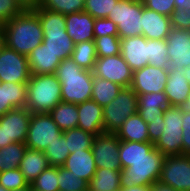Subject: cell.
Segmentation results:
<instances>
[{"instance_id": "30", "label": "cell", "mask_w": 190, "mask_h": 191, "mask_svg": "<svg viewBox=\"0 0 190 191\" xmlns=\"http://www.w3.org/2000/svg\"><path fill=\"white\" fill-rule=\"evenodd\" d=\"M121 89L122 86L117 83L94 76L91 100L103 108L117 97Z\"/></svg>"}, {"instance_id": "13", "label": "cell", "mask_w": 190, "mask_h": 191, "mask_svg": "<svg viewBox=\"0 0 190 191\" xmlns=\"http://www.w3.org/2000/svg\"><path fill=\"white\" fill-rule=\"evenodd\" d=\"M30 76L27 56L4 45L0 51V83H27Z\"/></svg>"}, {"instance_id": "41", "label": "cell", "mask_w": 190, "mask_h": 191, "mask_svg": "<svg viewBox=\"0 0 190 191\" xmlns=\"http://www.w3.org/2000/svg\"><path fill=\"white\" fill-rule=\"evenodd\" d=\"M28 184L19 168L0 172V185L7 190L20 189Z\"/></svg>"}, {"instance_id": "46", "label": "cell", "mask_w": 190, "mask_h": 191, "mask_svg": "<svg viewBox=\"0 0 190 191\" xmlns=\"http://www.w3.org/2000/svg\"><path fill=\"white\" fill-rule=\"evenodd\" d=\"M182 121V154L190 156V113L183 112Z\"/></svg>"}, {"instance_id": "29", "label": "cell", "mask_w": 190, "mask_h": 191, "mask_svg": "<svg viewBox=\"0 0 190 191\" xmlns=\"http://www.w3.org/2000/svg\"><path fill=\"white\" fill-rule=\"evenodd\" d=\"M49 114L62 132L78 126L77 104L61 101Z\"/></svg>"}, {"instance_id": "40", "label": "cell", "mask_w": 190, "mask_h": 191, "mask_svg": "<svg viewBox=\"0 0 190 191\" xmlns=\"http://www.w3.org/2000/svg\"><path fill=\"white\" fill-rule=\"evenodd\" d=\"M97 57H107L120 54L121 39L119 36L95 37Z\"/></svg>"}, {"instance_id": "4", "label": "cell", "mask_w": 190, "mask_h": 191, "mask_svg": "<svg viewBox=\"0 0 190 191\" xmlns=\"http://www.w3.org/2000/svg\"><path fill=\"white\" fill-rule=\"evenodd\" d=\"M34 12L42 25V43L61 60L70 58L75 44L66 32L65 15L41 7Z\"/></svg>"}, {"instance_id": "37", "label": "cell", "mask_w": 190, "mask_h": 191, "mask_svg": "<svg viewBox=\"0 0 190 191\" xmlns=\"http://www.w3.org/2000/svg\"><path fill=\"white\" fill-rule=\"evenodd\" d=\"M85 0H42L41 8H45L63 15L82 12Z\"/></svg>"}, {"instance_id": "21", "label": "cell", "mask_w": 190, "mask_h": 191, "mask_svg": "<svg viewBox=\"0 0 190 191\" xmlns=\"http://www.w3.org/2000/svg\"><path fill=\"white\" fill-rule=\"evenodd\" d=\"M164 93L170 106L180 107L186 101L190 93V83L185 78L183 69L169 67Z\"/></svg>"}, {"instance_id": "39", "label": "cell", "mask_w": 190, "mask_h": 191, "mask_svg": "<svg viewBox=\"0 0 190 191\" xmlns=\"http://www.w3.org/2000/svg\"><path fill=\"white\" fill-rule=\"evenodd\" d=\"M117 2L118 0H85L83 11L95 19L107 18L109 14H112Z\"/></svg>"}, {"instance_id": "38", "label": "cell", "mask_w": 190, "mask_h": 191, "mask_svg": "<svg viewBox=\"0 0 190 191\" xmlns=\"http://www.w3.org/2000/svg\"><path fill=\"white\" fill-rule=\"evenodd\" d=\"M30 185L40 191H59L58 167L49 166Z\"/></svg>"}, {"instance_id": "17", "label": "cell", "mask_w": 190, "mask_h": 191, "mask_svg": "<svg viewBox=\"0 0 190 191\" xmlns=\"http://www.w3.org/2000/svg\"><path fill=\"white\" fill-rule=\"evenodd\" d=\"M120 54L133 72L147 66L148 39L143 35L121 39Z\"/></svg>"}, {"instance_id": "9", "label": "cell", "mask_w": 190, "mask_h": 191, "mask_svg": "<svg viewBox=\"0 0 190 191\" xmlns=\"http://www.w3.org/2000/svg\"><path fill=\"white\" fill-rule=\"evenodd\" d=\"M62 134L49 113L31 114L25 144L29 149L44 151Z\"/></svg>"}, {"instance_id": "45", "label": "cell", "mask_w": 190, "mask_h": 191, "mask_svg": "<svg viewBox=\"0 0 190 191\" xmlns=\"http://www.w3.org/2000/svg\"><path fill=\"white\" fill-rule=\"evenodd\" d=\"M172 28L190 30V9H176L170 16Z\"/></svg>"}, {"instance_id": "16", "label": "cell", "mask_w": 190, "mask_h": 191, "mask_svg": "<svg viewBox=\"0 0 190 191\" xmlns=\"http://www.w3.org/2000/svg\"><path fill=\"white\" fill-rule=\"evenodd\" d=\"M166 44L170 67L184 69L190 66V30L171 28Z\"/></svg>"}, {"instance_id": "34", "label": "cell", "mask_w": 190, "mask_h": 191, "mask_svg": "<svg viewBox=\"0 0 190 191\" xmlns=\"http://www.w3.org/2000/svg\"><path fill=\"white\" fill-rule=\"evenodd\" d=\"M43 152L50 166H63L70 154L65 136L62 134L59 138H56L53 143L48 144Z\"/></svg>"}, {"instance_id": "20", "label": "cell", "mask_w": 190, "mask_h": 191, "mask_svg": "<svg viewBox=\"0 0 190 191\" xmlns=\"http://www.w3.org/2000/svg\"><path fill=\"white\" fill-rule=\"evenodd\" d=\"M172 26L170 17L144 7L142 10V35L150 40H166Z\"/></svg>"}, {"instance_id": "28", "label": "cell", "mask_w": 190, "mask_h": 191, "mask_svg": "<svg viewBox=\"0 0 190 191\" xmlns=\"http://www.w3.org/2000/svg\"><path fill=\"white\" fill-rule=\"evenodd\" d=\"M121 170L97 168L88 182V191H120Z\"/></svg>"}, {"instance_id": "55", "label": "cell", "mask_w": 190, "mask_h": 191, "mask_svg": "<svg viewBox=\"0 0 190 191\" xmlns=\"http://www.w3.org/2000/svg\"><path fill=\"white\" fill-rule=\"evenodd\" d=\"M9 191H31V185L28 184L27 186L20 188V189H15V190H9Z\"/></svg>"}, {"instance_id": "11", "label": "cell", "mask_w": 190, "mask_h": 191, "mask_svg": "<svg viewBox=\"0 0 190 191\" xmlns=\"http://www.w3.org/2000/svg\"><path fill=\"white\" fill-rule=\"evenodd\" d=\"M159 181L177 191H190V156L166 155Z\"/></svg>"}, {"instance_id": "26", "label": "cell", "mask_w": 190, "mask_h": 191, "mask_svg": "<svg viewBox=\"0 0 190 191\" xmlns=\"http://www.w3.org/2000/svg\"><path fill=\"white\" fill-rule=\"evenodd\" d=\"M49 166L48 159L43 151L27 148L20 161L19 169L25 180L31 184Z\"/></svg>"}, {"instance_id": "14", "label": "cell", "mask_w": 190, "mask_h": 191, "mask_svg": "<svg viewBox=\"0 0 190 191\" xmlns=\"http://www.w3.org/2000/svg\"><path fill=\"white\" fill-rule=\"evenodd\" d=\"M120 139L115 133H102L94 136L92 153L97 168L122 170L119 158Z\"/></svg>"}, {"instance_id": "42", "label": "cell", "mask_w": 190, "mask_h": 191, "mask_svg": "<svg viewBox=\"0 0 190 191\" xmlns=\"http://www.w3.org/2000/svg\"><path fill=\"white\" fill-rule=\"evenodd\" d=\"M94 37L118 36L117 25L109 18H98L94 22Z\"/></svg>"}, {"instance_id": "2", "label": "cell", "mask_w": 190, "mask_h": 191, "mask_svg": "<svg viewBox=\"0 0 190 191\" xmlns=\"http://www.w3.org/2000/svg\"><path fill=\"white\" fill-rule=\"evenodd\" d=\"M5 46L28 56L44 39L41 22L34 11H23L3 24Z\"/></svg>"}, {"instance_id": "5", "label": "cell", "mask_w": 190, "mask_h": 191, "mask_svg": "<svg viewBox=\"0 0 190 191\" xmlns=\"http://www.w3.org/2000/svg\"><path fill=\"white\" fill-rule=\"evenodd\" d=\"M61 101V84L55 74L30 76L25 107L31 114L49 113Z\"/></svg>"}, {"instance_id": "32", "label": "cell", "mask_w": 190, "mask_h": 191, "mask_svg": "<svg viewBox=\"0 0 190 191\" xmlns=\"http://www.w3.org/2000/svg\"><path fill=\"white\" fill-rule=\"evenodd\" d=\"M26 149L27 145L25 142H13L0 148V172L19 168Z\"/></svg>"}, {"instance_id": "36", "label": "cell", "mask_w": 190, "mask_h": 191, "mask_svg": "<svg viewBox=\"0 0 190 191\" xmlns=\"http://www.w3.org/2000/svg\"><path fill=\"white\" fill-rule=\"evenodd\" d=\"M58 184L59 191H88V183L63 166L58 167Z\"/></svg>"}, {"instance_id": "18", "label": "cell", "mask_w": 190, "mask_h": 191, "mask_svg": "<svg viewBox=\"0 0 190 191\" xmlns=\"http://www.w3.org/2000/svg\"><path fill=\"white\" fill-rule=\"evenodd\" d=\"M65 20L66 32L73 39L74 44L95 40L93 30L95 18L89 13L82 11L67 14Z\"/></svg>"}, {"instance_id": "12", "label": "cell", "mask_w": 190, "mask_h": 191, "mask_svg": "<svg viewBox=\"0 0 190 191\" xmlns=\"http://www.w3.org/2000/svg\"><path fill=\"white\" fill-rule=\"evenodd\" d=\"M92 73L95 77L104 78L122 87H130L133 79V70L121 54L97 57Z\"/></svg>"}, {"instance_id": "8", "label": "cell", "mask_w": 190, "mask_h": 191, "mask_svg": "<svg viewBox=\"0 0 190 191\" xmlns=\"http://www.w3.org/2000/svg\"><path fill=\"white\" fill-rule=\"evenodd\" d=\"M182 116L183 111L180 107L169 106L164 110L165 126L162 135L154 144L164 156L182 155Z\"/></svg>"}, {"instance_id": "27", "label": "cell", "mask_w": 190, "mask_h": 191, "mask_svg": "<svg viewBox=\"0 0 190 191\" xmlns=\"http://www.w3.org/2000/svg\"><path fill=\"white\" fill-rule=\"evenodd\" d=\"M147 123L136 113L122 124L115 135L122 141L150 142Z\"/></svg>"}, {"instance_id": "1", "label": "cell", "mask_w": 190, "mask_h": 191, "mask_svg": "<svg viewBox=\"0 0 190 191\" xmlns=\"http://www.w3.org/2000/svg\"><path fill=\"white\" fill-rule=\"evenodd\" d=\"M164 157L153 143L120 140L121 188L151 186L159 181Z\"/></svg>"}, {"instance_id": "15", "label": "cell", "mask_w": 190, "mask_h": 191, "mask_svg": "<svg viewBox=\"0 0 190 191\" xmlns=\"http://www.w3.org/2000/svg\"><path fill=\"white\" fill-rule=\"evenodd\" d=\"M169 69H163L148 64L133 72L131 89L137 94L164 92Z\"/></svg>"}, {"instance_id": "23", "label": "cell", "mask_w": 190, "mask_h": 191, "mask_svg": "<svg viewBox=\"0 0 190 191\" xmlns=\"http://www.w3.org/2000/svg\"><path fill=\"white\" fill-rule=\"evenodd\" d=\"M27 104V83H0V116Z\"/></svg>"}, {"instance_id": "52", "label": "cell", "mask_w": 190, "mask_h": 191, "mask_svg": "<svg viewBox=\"0 0 190 191\" xmlns=\"http://www.w3.org/2000/svg\"><path fill=\"white\" fill-rule=\"evenodd\" d=\"M183 112L190 113V93L186 101L180 106Z\"/></svg>"}, {"instance_id": "22", "label": "cell", "mask_w": 190, "mask_h": 191, "mask_svg": "<svg viewBox=\"0 0 190 191\" xmlns=\"http://www.w3.org/2000/svg\"><path fill=\"white\" fill-rule=\"evenodd\" d=\"M31 75L55 74L61 59L43 43L27 56Z\"/></svg>"}, {"instance_id": "7", "label": "cell", "mask_w": 190, "mask_h": 191, "mask_svg": "<svg viewBox=\"0 0 190 191\" xmlns=\"http://www.w3.org/2000/svg\"><path fill=\"white\" fill-rule=\"evenodd\" d=\"M142 0H118L107 18L118 28L120 39L142 35Z\"/></svg>"}, {"instance_id": "31", "label": "cell", "mask_w": 190, "mask_h": 191, "mask_svg": "<svg viewBox=\"0 0 190 191\" xmlns=\"http://www.w3.org/2000/svg\"><path fill=\"white\" fill-rule=\"evenodd\" d=\"M70 58L81 68L92 71L97 60L95 41L75 44Z\"/></svg>"}, {"instance_id": "57", "label": "cell", "mask_w": 190, "mask_h": 191, "mask_svg": "<svg viewBox=\"0 0 190 191\" xmlns=\"http://www.w3.org/2000/svg\"><path fill=\"white\" fill-rule=\"evenodd\" d=\"M31 191H40V190L31 187Z\"/></svg>"}, {"instance_id": "33", "label": "cell", "mask_w": 190, "mask_h": 191, "mask_svg": "<svg viewBox=\"0 0 190 191\" xmlns=\"http://www.w3.org/2000/svg\"><path fill=\"white\" fill-rule=\"evenodd\" d=\"M68 150L71 153L92 148L94 135L84 131L81 128H73L63 132Z\"/></svg>"}, {"instance_id": "53", "label": "cell", "mask_w": 190, "mask_h": 191, "mask_svg": "<svg viewBox=\"0 0 190 191\" xmlns=\"http://www.w3.org/2000/svg\"><path fill=\"white\" fill-rule=\"evenodd\" d=\"M4 34H3V24L0 23V51L4 47Z\"/></svg>"}, {"instance_id": "44", "label": "cell", "mask_w": 190, "mask_h": 191, "mask_svg": "<svg viewBox=\"0 0 190 191\" xmlns=\"http://www.w3.org/2000/svg\"><path fill=\"white\" fill-rule=\"evenodd\" d=\"M22 12L17 0H0V23L4 24Z\"/></svg>"}, {"instance_id": "19", "label": "cell", "mask_w": 190, "mask_h": 191, "mask_svg": "<svg viewBox=\"0 0 190 191\" xmlns=\"http://www.w3.org/2000/svg\"><path fill=\"white\" fill-rule=\"evenodd\" d=\"M78 128L92 134L104 133L103 108L93 100L77 104Z\"/></svg>"}, {"instance_id": "50", "label": "cell", "mask_w": 190, "mask_h": 191, "mask_svg": "<svg viewBox=\"0 0 190 191\" xmlns=\"http://www.w3.org/2000/svg\"><path fill=\"white\" fill-rule=\"evenodd\" d=\"M180 8L190 9V0H175V10Z\"/></svg>"}, {"instance_id": "43", "label": "cell", "mask_w": 190, "mask_h": 191, "mask_svg": "<svg viewBox=\"0 0 190 191\" xmlns=\"http://www.w3.org/2000/svg\"><path fill=\"white\" fill-rule=\"evenodd\" d=\"M144 7L170 17L175 11V0H142Z\"/></svg>"}, {"instance_id": "25", "label": "cell", "mask_w": 190, "mask_h": 191, "mask_svg": "<svg viewBox=\"0 0 190 191\" xmlns=\"http://www.w3.org/2000/svg\"><path fill=\"white\" fill-rule=\"evenodd\" d=\"M63 167L73 172L78 178L84 179L87 183L97 170L91 149L69 154Z\"/></svg>"}, {"instance_id": "24", "label": "cell", "mask_w": 190, "mask_h": 191, "mask_svg": "<svg viewBox=\"0 0 190 191\" xmlns=\"http://www.w3.org/2000/svg\"><path fill=\"white\" fill-rule=\"evenodd\" d=\"M137 97L138 114L146 123L148 120L163 119L164 110L170 106L164 92H151Z\"/></svg>"}, {"instance_id": "51", "label": "cell", "mask_w": 190, "mask_h": 191, "mask_svg": "<svg viewBox=\"0 0 190 191\" xmlns=\"http://www.w3.org/2000/svg\"><path fill=\"white\" fill-rule=\"evenodd\" d=\"M120 191H150V186H131L130 188H121Z\"/></svg>"}, {"instance_id": "49", "label": "cell", "mask_w": 190, "mask_h": 191, "mask_svg": "<svg viewBox=\"0 0 190 191\" xmlns=\"http://www.w3.org/2000/svg\"><path fill=\"white\" fill-rule=\"evenodd\" d=\"M150 191H177L173 187L163 184L160 181H156L150 186Z\"/></svg>"}, {"instance_id": "6", "label": "cell", "mask_w": 190, "mask_h": 191, "mask_svg": "<svg viewBox=\"0 0 190 191\" xmlns=\"http://www.w3.org/2000/svg\"><path fill=\"white\" fill-rule=\"evenodd\" d=\"M105 133H116L128 117L138 113V97L131 87H122L117 97L103 107Z\"/></svg>"}, {"instance_id": "3", "label": "cell", "mask_w": 190, "mask_h": 191, "mask_svg": "<svg viewBox=\"0 0 190 191\" xmlns=\"http://www.w3.org/2000/svg\"><path fill=\"white\" fill-rule=\"evenodd\" d=\"M55 75L61 84V100L79 104L91 100L93 73L78 66L71 58L61 60Z\"/></svg>"}, {"instance_id": "10", "label": "cell", "mask_w": 190, "mask_h": 191, "mask_svg": "<svg viewBox=\"0 0 190 191\" xmlns=\"http://www.w3.org/2000/svg\"><path fill=\"white\" fill-rule=\"evenodd\" d=\"M30 118L31 113L26 107L15 108L0 116V148L26 141Z\"/></svg>"}, {"instance_id": "48", "label": "cell", "mask_w": 190, "mask_h": 191, "mask_svg": "<svg viewBox=\"0 0 190 191\" xmlns=\"http://www.w3.org/2000/svg\"><path fill=\"white\" fill-rule=\"evenodd\" d=\"M42 0H17L18 5L23 11H35L41 6Z\"/></svg>"}, {"instance_id": "35", "label": "cell", "mask_w": 190, "mask_h": 191, "mask_svg": "<svg viewBox=\"0 0 190 191\" xmlns=\"http://www.w3.org/2000/svg\"><path fill=\"white\" fill-rule=\"evenodd\" d=\"M149 64L155 67L169 69L170 63L166 40L148 39Z\"/></svg>"}, {"instance_id": "56", "label": "cell", "mask_w": 190, "mask_h": 191, "mask_svg": "<svg viewBox=\"0 0 190 191\" xmlns=\"http://www.w3.org/2000/svg\"><path fill=\"white\" fill-rule=\"evenodd\" d=\"M0 191H9V190L5 189L3 186L0 185Z\"/></svg>"}, {"instance_id": "54", "label": "cell", "mask_w": 190, "mask_h": 191, "mask_svg": "<svg viewBox=\"0 0 190 191\" xmlns=\"http://www.w3.org/2000/svg\"><path fill=\"white\" fill-rule=\"evenodd\" d=\"M183 73L185 74V78L187 79L188 83H190V66L184 68Z\"/></svg>"}, {"instance_id": "47", "label": "cell", "mask_w": 190, "mask_h": 191, "mask_svg": "<svg viewBox=\"0 0 190 191\" xmlns=\"http://www.w3.org/2000/svg\"><path fill=\"white\" fill-rule=\"evenodd\" d=\"M165 123L163 119L148 120L147 130L149 135L150 143L155 144L162 135Z\"/></svg>"}]
</instances>
